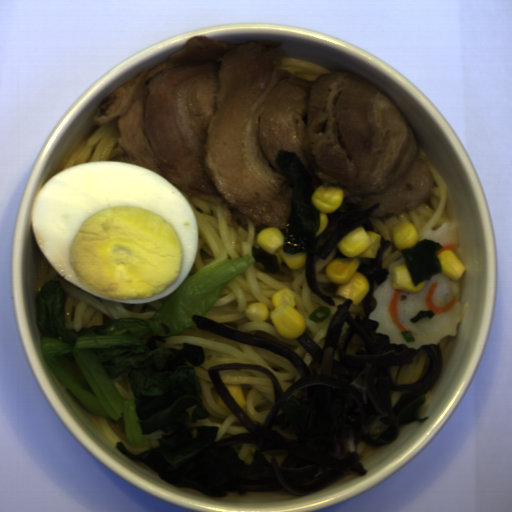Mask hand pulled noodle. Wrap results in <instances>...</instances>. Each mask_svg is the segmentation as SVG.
I'll return each mask as SVG.
<instances>
[{"label": "hand pulled noodle", "instance_id": "obj_2", "mask_svg": "<svg viewBox=\"0 0 512 512\" xmlns=\"http://www.w3.org/2000/svg\"><path fill=\"white\" fill-rule=\"evenodd\" d=\"M155 342L157 347L162 345L164 348L182 349L184 343L203 348V363L194 368L201 388V403L210 415L197 422L187 423L192 438L197 437L198 427H218L216 442L235 434H252L217 392L208 373L209 367L233 363L258 364L273 372L283 393L302 377L298 368L286 358L267 349L198 329L196 323L175 336L165 338V342Z\"/></svg>", "mask_w": 512, "mask_h": 512}, {"label": "hand pulled noodle", "instance_id": "obj_6", "mask_svg": "<svg viewBox=\"0 0 512 512\" xmlns=\"http://www.w3.org/2000/svg\"><path fill=\"white\" fill-rule=\"evenodd\" d=\"M224 385H240L245 396L244 412L255 424L262 426L276 403L270 376L254 369L218 370Z\"/></svg>", "mask_w": 512, "mask_h": 512}, {"label": "hand pulled noodle", "instance_id": "obj_5", "mask_svg": "<svg viewBox=\"0 0 512 512\" xmlns=\"http://www.w3.org/2000/svg\"><path fill=\"white\" fill-rule=\"evenodd\" d=\"M416 157L423 160L430 168L434 178V189L431 197L426 203L418 206L410 211H405L398 216H391L390 218L369 217L373 225L375 233H378L384 239L390 240L391 245L386 249L381 257V269H389L391 263L403 257L402 250H398L393 242L392 230L395 226L403 221L410 222L417 232L418 241L424 233L429 229L436 231L445 222H452L450 216L447 214L446 207L449 198V189L436 167L430 160L426 152L419 148ZM453 223V222H452Z\"/></svg>", "mask_w": 512, "mask_h": 512}, {"label": "hand pulled noodle", "instance_id": "obj_7", "mask_svg": "<svg viewBox=\"0 0 512 512\" xmlns=\"http://www.w3.org/2000/svg\"><path fill=\"white\" fill-rule=\"evenodd\" d=\"M118 121L99 125L96 130L80 142L67 156L61 170L88 162H124L115 150L120 136Z\"/></svg>", "mask_w": 512, "mask_h": 512}, {"label": "hand pulled noodle", "instance_id": "obj_11", "mask_svg": "<svg viewBox=\"0 0 512 512\" xmlns=\"http://www.w3.org/2000/svg\"><path fill=\"white\" fill-rule=\"evenodd\" d=\"M352 316V318L355 320L358 315H362L363 317H366V313L363 309V301L359 305L351 304L349 310H348Z\"/></svg>", "mask_w": 512, "mask_h": 512}, {"label": "hand pulled noodle", "instance_id": "obj_12", "mask_svg": "<svg viewBox=\"0 0 512 512\" xmlns=\"http://www.w3.org/2000/svg\"><path fill=\"white\" fill-rule=\"evenodd\" d=\"M450 340V335H447L445 337H443L440 341H439V346H440V349L441 351L444 349V347L447 345V343L449 342Z\"/></svg>", "mask_w": 512, "mask_h": 512}, {"label": "hand pulled noodle", "instance_id": "obj_1", "mask_svg": "<svg viewBox=\"0 0 512 512\" xmlns=\"http://www.w3.org/2000/svg\"><path fill=\"white\" fill-rule=\"evenodd\" d=\"M337 254V246L329 253L326 259L316 255V284L325 297H331L334 305L321 299L309 286L306 278V264L300 269H289L283 262L277 274L266 273L263 265L257 260L244 272L229 282H226L217 301L202 317L213 319L220 324L240 332L249 333L274 340L299 355L308 368L315 367L317 374H321L320 363L301 345L297 338L306 332L310 338L322 349L326 341L328 325L335 313L338 304L347 300L335 295L340 284L330 281L325 275V266ZM288 289L296 298L295 307L302 314L306 330L295 339H285L278 335L270 321L252 322L245 315V307L251 302L261 301L269 310L272 308L271 299L275 291ZM325 306L331 313L324 323L310 320L309 315L318 307Z\"/></svg>", "mask_w": 512, "mask_h": 512}, {"label": "hand pulled noodle", "instance_id": "obj_4", "mask_svg": "<svg viewBox=\"0 0 512 512\" xmlns=\"http://www.w3.org/2000/svg\"><path fill=\"white\" fill-rule=\"evenodd\" d=\"M48 280H59L64 295V323L67 330L78 332L93 325H103L121 317L151 320L166 298L140 304L104 300L77 287L64 278L41 252L37 260L34 291L39 294Z\"/></svg>", "mask_w": 512, "mask_h": 512}, {"label": "hand pulled noodle", "instance_id": "obj_10", "mask_svg": "<svg viewBox=\"0 0 512 512\" xmlns=\"http://www.w3.org/2000/svg\"><path fill=\"white\" fill-rule=\"evenodd\" d=\"M231 446L235 450L237 458L242 460L246 465H252L254 460V454L258 446L251 442L234 444Z\"/></svg>", "mask_w": 512, "mask_h": 512}, {"label": "hand pulled noodle", "instance_id": "obj_3", "mask_svg": "<svg viewBox=\"0 0 512 512\" xmlns=\"http://www.w3.org/2000/svg\"><path fill=\"white\" fill-rule=\"evenodd\" d=\"M188 202L197 221L198 237L196 254L186 279L227 258L254 257L252 247L258 248V233L270 226L244 217L233 209L236 229L226 222L223 206L194 196Z\"/></svg>", "mask_w": 512, "mask_h": 512}, {"label": "hand pulled noodle", "instance_id": "obj_9", "mask_svg": "<svg viewBox=\"0 0 512 512\" xmlns=\"http://www.w3.org/2000/svg\"><path fill=\"white\" fill-rule=\"evenodd\" d=\"M430 363L428 352L420 350L415 355L412 364L389 366L394 384H411L417 382L424 374Z\"/></svg>", "mask_w": 512, "mask_h": 512}, {"label": "hand pulled noodle", "instance_id": "obj_8", "mask_svg": "<svg viewBox=\"0 0 512 512\" xmlns=\"http://www.w3.org/2000/svg\"><path fill=\"white\" fill-rule=\"evenodd\" d=\"M96 424L101 434L110 441L115 447L118 442H122L123 446L134 456L141 454L150 449L157 448L160 444L158 439H161L162 435H169L170 432H164L161 428L151 434H144L148 436V444L145 446H128L125 435V424L124 418L112 421L105 417H98L96 415Z\"/></svg>", "mask_w": 512, "mask_h": 512}]
</instances>
